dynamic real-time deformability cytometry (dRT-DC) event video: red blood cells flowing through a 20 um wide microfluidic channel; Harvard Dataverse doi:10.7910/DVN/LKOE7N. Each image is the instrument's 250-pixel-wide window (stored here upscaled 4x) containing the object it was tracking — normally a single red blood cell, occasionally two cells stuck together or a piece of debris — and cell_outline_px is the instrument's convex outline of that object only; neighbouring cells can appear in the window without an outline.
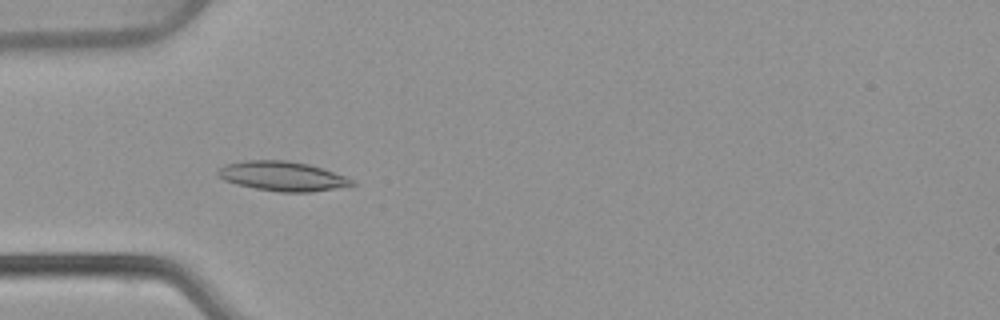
{"species": "common noctule bat (a hibernating species)", "species_latin": "Nyctalus noctula", "temperature_condition": "warm", "stored_images_in_passage": 53, "camera_frame_rate_fps": 3000, "um_per_image_px": 0.085, "animal": {"sex": "female", "body_mass_g": 22.7, "forearm_length_mm": 54.2}, "frame": {"image": 1, "passage_image": 17, "time_ms": 5.333, "image_size_px": [1000, 320], "cell_outline_px": [[356, 184], [352, 188], [312, 192], [280, 192], [256, 188], [236, 184], [224, 180], [216, 176], [216, 168], [224, 164], [244, 160], [288, 160], [308, 164], [344, 176], [352, 180]], "centroid_in_image_um": [24.01, 14.98], "position_along_channel_um": 61.0, "area_um2": 23.52}}
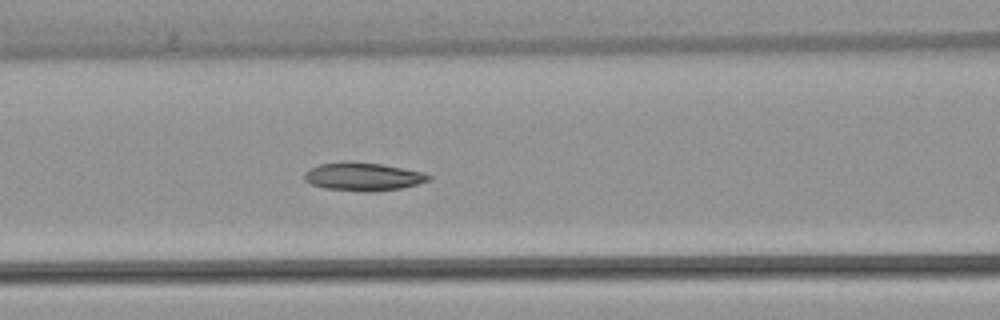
{"frame": {"image": 2, "passage_image": 23, "time_ms": 7.333, "image_size_px": [1000, 320], "cell_outline_px": [[432, 176], [428, 180], [416, 184], [400, 188], [368, 192], [324, 188], [312, 184], [304, 180], [304, 172], [308, 168], [320, 164], [380, 164], [424, 172]], "centroid_in_image_um": [30.86, 15.05], "position_along_channel_um": 135.7, "area_um2": 19.54}}
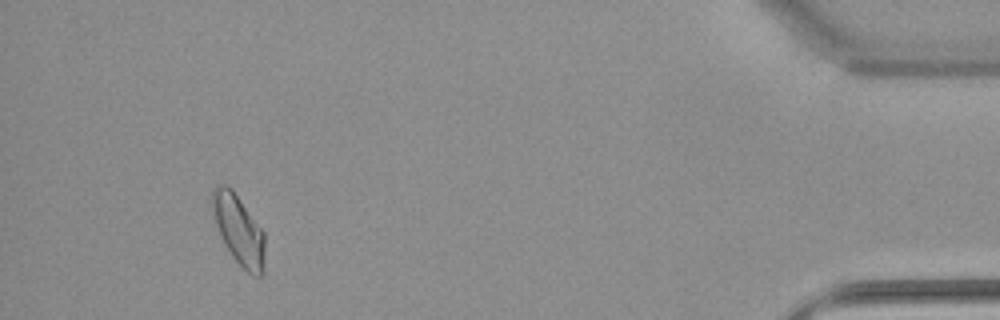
{"frame": {"image": 3, "passage_image": 50, "time_ms": 16.333, "image_size_px": [1000, 320], "cell_outline_px": [[264, 276], [252, 276], [232, 256], [224, 244], [220, 236], [208, 208], [208, 204], [212, 188], [220, 184], [224, 184], [232, 188], [264, 232]], "centroid_in_image_um": [20.22, 19.48], "position_along_channel_um": 415.0, "area_um2": 21.96}, "authors_computed_cell_mechanics": {"area_um2": 20.5768, "velocity_mm_per_s": 3.8534, "shape_relaxation_time_tau1_ms": null, "shape_relaxation_time_tau2_ms": 3.7363, "deformation_change_tau1": null, "deformation_change_tau2": 0.0831}}